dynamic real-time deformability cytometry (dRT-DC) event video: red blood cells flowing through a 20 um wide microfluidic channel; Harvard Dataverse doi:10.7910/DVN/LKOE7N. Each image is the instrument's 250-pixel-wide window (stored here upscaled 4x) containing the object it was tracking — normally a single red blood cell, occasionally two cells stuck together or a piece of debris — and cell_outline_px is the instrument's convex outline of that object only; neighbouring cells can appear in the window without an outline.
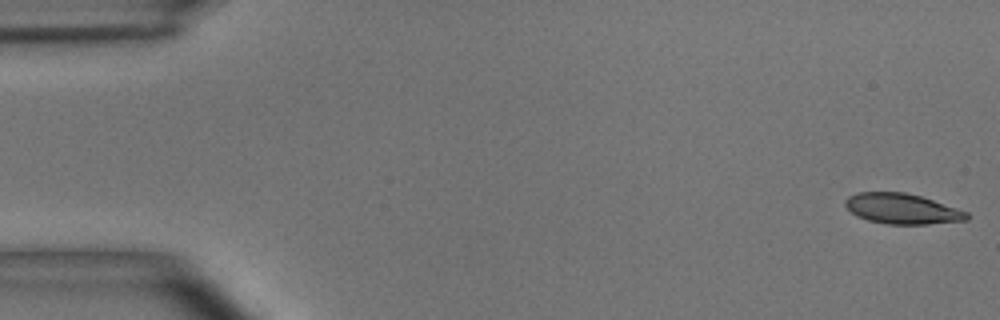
{"species": "common noctule bat (a hibernating species)", "species_latin": "Nyctalus noctula", "temperature_condition": "room temperature", "stored_images_in_passage": 54, "camera_frame_rate_fps": 3000, "um_per_image_px": 0.085, "animal": {"sex": "male", "body_mass_g": 15.6}, "frame": {"image": 1, "passage_image": 1, "time_ms": 0.0, "image_size_px": [1000, 320], "cell_outline_px": [[968, 220], [928, 224], [888, 224], [868, 220], [856, 216], [844, 204], [844, 200], [848, 196], [856, 192], [904, 192], [920, 196], [968, 212]], "centroid_in_image_um": [76.64, 17.74], "position_along_channel_um": 8.4, "area_um2": 21.39}}
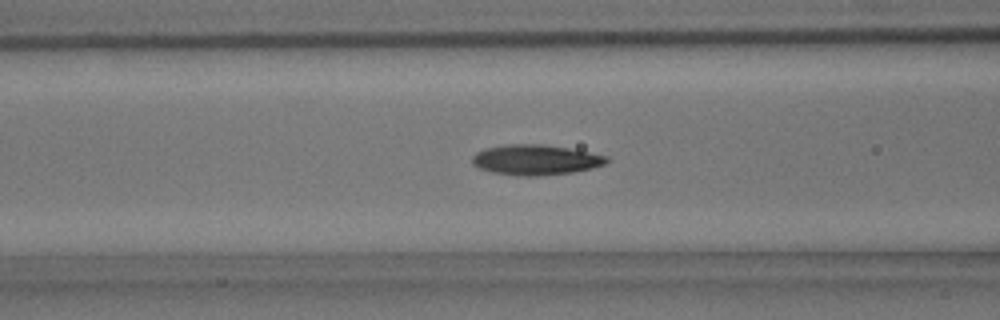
{"frame": {"image": 2, "passage_image": 21, "time_ms": 6.667, "image_size_px": [1000, 320], "cell_outline_px": [[612, 160], [604, 164], [592, 168], [572, 172], [536, 176], [516, 176], [492, 172], [480, 168], [472, 164], [472, 156], [476, 152], [484, 148], [504, 144], [544, 144], [568, 148], [608, 156]], "centroid_in_image_um": [45.51, 13.58], "position_along_channel_um": 121.1, "area_um2": 23.87}}
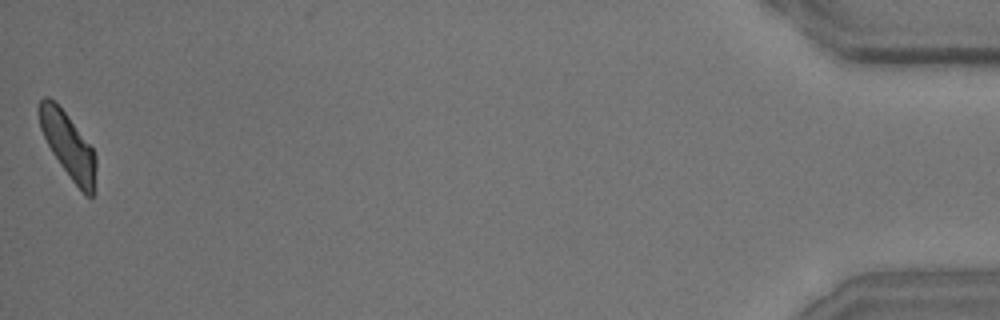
{"frame": {"image": 3, "passage_image": 54, "time_ms": 17.667, "image_size_px": [1000, 320], "cell_outline_px": [[96, 192], [92, 196], [88, 196], [72, 180], [60, 164], [52, 152], [40, 128], [36, 112], [36, 108], [40, 100], [44, 96], [48, 96], [64, 112], [92, 148], [96, 156]], "centroid_in_image_um": [5.78, 12.35], "position_along_channel_um": 429.4, "area_um2": 21.33}, "authors_computed_cell_mechanics": {"area_um2": 22.3686, "velocity_mm_per_s": 3.6552, "shape_relaxation_time_tau1_ms": 3.9822, "shape_relaxation_time_tau2_ms": 2.5424, "deformation_change_tau1": 0.1363, "deformation_change_tau2": 0.0934}}